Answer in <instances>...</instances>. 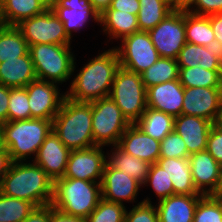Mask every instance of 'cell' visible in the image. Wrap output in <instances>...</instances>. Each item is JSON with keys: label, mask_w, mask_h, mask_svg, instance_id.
<instances>
[{"label": "cell", "mask_w": 222, "mask_h": 222, "mask_svg": "<svg viewBox=\"0 0 222 222\" xmlns=\"http://www.w3.org/2000/svg\"><path fill=\"white\" fill-rule=\"evenodd\" d=\"M120 67L114 47L90 59L75 75L66 97L78 102H92L110 94L115 74Z\"/></svg>", "instance_id": "obj_1"}, {"label": "cell", "mask_w": 222, "mask_h": 222, "mask_svg": "<svg viewBox=\"0 0 222 222\" xmlns=\"http://www.w3.org/2000/svg\"><path fill=\"white\" fill-rule=\"evenodd\" d=\"M54 181L34 162H12L0 182L6 196L30 201L36 207L49 205L53 198Z\"/></svg>", "instance_id": "obj_2"}, {"label": "cell", "mask_w": 222, "mask_h": 222, "mask_svg": "<svg viewBox=\"0 0 222 222\" xmlns=\"http://www.w3.org/2000/svg\"><path fill=\"white\" fill-rule=\"evenodd\" d=\"M52 130L70 151L96 146L92 133L91 102H78L65 96L52 121Z\"/></svg>", "instance_id": "obj_3"}, {"label": "cell", "mask_w": 222, "mask_h": 222, "mask_svg": "<svg viewBox=\"0 0 222 222\" xmlns=\"http://www.w3.org/2000/svg\"><path fill=\"white\" fill-rule=\"evenodd\" d=\"M52 131V121L32 118L8 121L0 125L1 146L7 149L12 162L34 158L45 138Z\"/></svg>", "instance_id": "obj_4"}, {"label": "cell", "mask_w": 222, "mask_h": 222, "mask_svg": "<svg viewBox=\"0 0 222 222\" xmlns=\"http://www.w3.org/2000/svg\"><path fill=\"white\" fill-rule=\"evenodd\" d=\"M101 198V183L63 177L54 181L51 205L65 214L87 218Z\"/></svg>", "instance_id": "obj_5"}, {"label": "cell", "mask_w": 222, "mask_h": 222, "mask_svg": "<svg viewBox=\"0 0 222 222\" xmlns=\"http://www.w3.org/2000/svg\"><path fill=\"white\" fill-rule=\"evenodd\" d=\"M70 46L57 44L29 46L37 79L59 85L74 76L76 58Z\"/></svg>", "instance_id": "obj_6"}, {"label": "cell", "mask_w": 222, "mask_h": 222, "mask_svg": "<svg viewBox=\"0 0 222 222\" xmlns=\"http://www.w3.org/2000/svg\"><path fill=\"white\" fill-rule=\"evenodd\" d=\"M109 96L127 120L134 124L147 108L146 88L141 74L119 67Z\"/></svg>", "instance_id": "obj_7"}, {"label": "cell", "mask_w": 222, "mask_h": 222, "mask_svg": "<svg viewBox=\"0 0 222 222\" xmlns=\"http://www.w3.org/2000/svg\"><path fill=\"white\" fill-rule=\"evenodd\" d=\"M92 133L96 146H115L125 130L131 125L110 97L91 102Z\"/></svg>", "instance_id": "obj_8"}, {"label": "cell", "mask_w": 222, "mask_h": 222, "mask_svg": "<svg viewBox=\"0 0 222 222\" xmlns=\"http://www.w3.org/2000/svg\"><path fill=\"white\" fill-rule=\"evenodd\" d=\"M120 46L114 47L120 66L141 74L152 66L159 58L149 32L138 31L120 40Z\"/></svg>", "instance_id": "obj_9"}, {"label": "cell", "mask_w": 222, "mask_h": 222, "mask_svg": "<svg viewBox=\"0 0 222 222\" xmlns=\"http://www.w3.org/2000/svg\"><path fill=\"white\" fill-rule=\"evenodd\" d=\"M17 27L29 46L36 44L71 45L63 23L51 9L23 20Z\"/></svg>", "instance_id": "obj_10"}, {"label": "cell", "mask_w": 222, "mask_h": 222, "mask_svg": "<svg viewBox=\"0 0 222 222\" xmlns=\"http://www.w3.org/2000/svg\"><path fill=\"white\" fill-rule=\"evenodd\" d=\"M149 34L160 57L176 59L186 44L185 10H173Z\"/></svg>", "instance_id": "obj_11"}, {"label": "cell", "mask_w": 222, "mask_h": 222, "mask_svg": "<svg viewBox=\"0 0 222 222\" xmlns=\"http://www.w3.org/2000/svg\"><path fill=\"white\" fill-rule=\"evenodd\" d=\"M182 114L215 124L222 115V87H184Z\"/></svg>", "instance_id": "obj_12"}, {"label": "cell", "mask_w": 222, "mask_h": 222, "mask_svg": "<svg viewBox=\"0 0 222 222\" xmlns=\"http://www.w3.org/2000/svg\"><path fill=\"white\" fill-rule=\"evenodd\" d=\"M57 85L53 82L35 79L25 87L29 98L31 119L53 121L66 96L65 93L60 94Z\"/></svg>", "instance_id": "obj_13"}, {"label": "cell", "mask_w": 222, "mask_h": 222, "mask_svg": "<svg viewBox=\"0 0 222 222\" xmlns=\"http://www.w3.org/2000/svg\"><path fill=\"white\" fill-rule=\"evenodd\" d=\"M107 162L103 146L70 151L64 177L101 183Z\"/></svg>", "instance_id": "obj_14"}, {"label": "cell", "mask_w": 222, "mask_h": 222, "mask_svg": "<svg viewBox=\"0 0 222 222\" xmlns=\"http://www.w3.org/2000/svg\"><path fill=\"white\" fill-rule=\"evenodd\" d=\"M141 184L127 175L112 167L108 162L103 169L101 181V197L104 200L125 204V202H135Z\"/></svg>", "instance_id": "obj_15"}, {"label": "cell", "mask_w": 222, "mask_h": 222, "mask_svg": "<svg viewBox=\"0 0 222 222\" xmlns=\"http://www.w3.org/2000/svg\"><path fill=\"white\" fill-rule=\"evenodd\" d=\"M51 10L63 23L65 32L72 38V32H78L93 18L100 23V15L89 0H56Z\"/></svg>", "instance_id": "obj_16"}, {"label": "cell", "mask_w": 222, "mask_h": 222, "mask_svg": "<svg viewBox=\"0 0 222 222\" xmlns=\"http://www.w3.org/2000/svg\"><path fill=\"white\" fill-rule=\"evenodd\" d=\"M69 154L70 150L52 130L32 162L39 165L53 181H56L64 177Z\"/></svg>", "instance_id": "obj_17"}, {"label": "cell", "mask_w": 222, "mask_h": 222, "mask_svg": "<svg viewBox=\"0 0 222 222\" xmlns=\"http://www.w3.org/2000/svg\"><path fill=\"white\" fill-rule=\"evenodd\" d=\"M147 107L174 118L182 114L184 87L178 79L146 88Z\"/></svg>", "instance_id": "obj_18"}, {"label": "cell", "mask_w": 222, "mask_h": 222, "mask_svg": "<svg viewBox=\"0 0 222 222\" xmlns=\"http://www.w3.org/2000/svg\"><path fill=\"white\" fill-rule=\"evenodd\" d=\"M117 146L125 153L149 164L157 163L160 157V141L145 134L135 124L125 130Z\"/></svg>", "instance_id": "obj_19"}, {"label": "cell", "mask_w": 222, "mask_h": 222, "mask_svg": "<svg viewBox=\"0 0 222 222\" xmlns=\"http://www.w3.org/2000/svg\"><path fill=\"white\" fill-rule=\"evenodd\" d=\"M188 160L195 188L203 195H211L217 187L221 165L207 150L190 154Z\"/></svg>", "instance_id": "obj_20"}, {"label": "cell", "mask_w": 222, "mask_h": 222, "mask_svg": "<svg viewBox=\"0 0 222 222\" xmlns=\"http://www.w3.org/2000/svg\"><path fill=\"white\" fill-rule=\"evenodd\" d=\"M213 122L193 115L181 114L174 118V130L181 136L189 154L204 151Z\"/></svg>", "instance_id": "obj_21"}, {"label": "cell", "mask_w": 222, "mask_h": 222, "mask_svg": "<svg viewBox=\"0 0 222 222\" xmlns=\"http://www.w3.org/2000/svg\"><path fill=\"white\" fill-rule=\"evenodd\" d=\"M202 196L175 194L158 200L155 206L159 222H193L197 204Z\"/></svg>", "instance_id": "obj_22"}, {"label": "cell", "mask_w": 222, "mask_h": 222, "mask_svg": "<svg viewBox=\"0 0 222 222\" xmlns=\"http://www.w3.org/2000/svg\"><path fill=\"white\" fill-rule=\"evenodd\" d=\"M36 77L30 53L0 63V84L9 88L26 87Z\"/></svg>", "instance_id": "obj_23"}, {"label": "cell", "mask_w": 222, "mask_h": 222, "mask_svg": "<svg viewBox=\"0 0 222 222\" xmlns=\"http://www.w3.org/2000/svg\"><path fill=\"white\" fill-rule=\"evenodd\" d=\"M161 166L174 187V194L203 195L195 188L188 158H159Z\"/></svg>", "instance_id": "obj_24"}, {"label": "cell", "mask_w": 222, "mask_h": 222, "mask_svg": "<svg viewBox=\"0 0 222 222\" xmlns=\"http://www.w3.org/2000/svg\"><path fill=\"white\" fill-rule=\"evenodd\" d=\"M103 32L112 39H122L139 31L137 15L119 10H105L100 15Z\"/></svg>", "instance_id": "obj_25"}, {"label": "cell", "mask_w": 222, "mask_h": 222, "mask_svg": "<svg viewBox=\"0 0 222 222\" xmlns=\"http://www.w3.org/2000/svg\"><path fill=\"white\" fill-rule=\"evenodd\" d=\"M176 61L178 67L200 66L208 70H222L221 61L215 57L214 52L206 49L205 46L186 42L180 50Z\"/></svg>", "instance_id": "obj_26"}, {"label": "cell", "mask_w": 222, "mask_h": 222, "mask_svg": "<svg viewBox=\"0 0 222 222\" xmlns=\"http://www.w3.org/2000/svg\"><path fill=\"white\" fill-rule=\"evenodd\" d=\"M110 152L107 156V162L112 167L123 173L126 172L127 175L131 176L141 185H144L151 164L136 156L134 157L133 155L125 153L117 145H115Z\"/></svg>", "instance_id": "obj_27"}, {"label": "cell", "mask_w": 222, "mask_h": 222, "mask_svg": "<svg viewBox=\"0 0 222 222\" xmlns=\"http://www.w3.org/2000/svg\"><path fill=\"white\" fill-rule=\"evenodd\" d=\"M134 124L148 136L162 141L174 130V117L162 111L147 107Z\"/></svg>", "instance_id": "obj_28"}, {"label": "cell", "mask_w": 222, "mask_h": 222, "mask_svg": "<svg viewBox=\"0 0 222 222\" xmlns=\"http://www.w3.org/2000/svg\"><path fill=\"white\" fill-rule=\"evenodd\" d=\"M1 3L4 23L9 26H17L47 9L39 0H1Z\"/></svg>", "instance_id": "obj_29"}, {"label": "cell", "mask_w": 222, "mask_h": 222, "mask_svg": "<svg viewBox=\"0 0 222 222\" xmlns=\"http://www.w3.org/2000/svg\"><path fill=\"white\" fill-rule=\"evenodd\" d=\"M29 52V45L17 26L0 27V63L16 59Z\"/></svg>", "instance_id": "obj_30"}, {"label": "cell", "mask_w": 222, "mask_h": 222, "mask_svg": "<svg viewBox=\"0 0 222 222\" xmlns=\"http://www.w3.org/2000/svg\"><path fill=\"white\" fill-rule=\"evenodd\" d=\"M178 80L183 87H222V70L179 67Z\"/></svg>", "instance_id": "obj_31"}, {"label": "cell", "mask_w": 222, "mask_h": 222, "mask_svg": "<svg viewBox=\"0 0 222 222\" xmlns=\"http://www.w3.org/2000/svg\"><path fill=\"white\" fill-rule=\"evenodd\" d=\"M186 42L206 46L215 40L210 16H201L185 10Z\"/></svg>", "instance_id": "obj_32"}, {"label": "cell", "mask_w": 222, "mask_h": 222, "mask_svg": "<svg viewBox=\"0 0 222 222\" xmlns=\"http://www.w3.org/2000/svg\"><path fill=\"white\" fill-rule=\"evenodd\" d=\"M137 14L139 31L149 32L155 28L173 9L162 0H139Z\"/></svg>", "instance_id": "obj_33"}, {"label": "cell", "mask_w": 222, "mask_h": 222, "mask_svg": "<svg viewBox=\"0 0 222 222\" xmlns=\"http://www.w3.org/2000/svg\"><path fill=\"white\" fill-rule=\"evenodd\" d=\"M179 67L176 59L160 57L141 73L145 88L178 79Z\"/></svg>", "instance_id": "obj_34"}, {"label": "cell", "mask_w": 222, "mask_h": 222, "mask_svg": "<svg viewBox=\"0 0 222 222\" xmlns=\"http://www.w3.org/2000/svg\"><path fill=\"white\" fill-rule=\"evenodd\" d=\"M36 206L0 192V222H23Z\"/></svg>", "instance_id": "obj_35"}, {"label": "cell", "mask_w": 222, "mask_h": 222, "mask_svg": "<svg viewBox=\"0 0 222 222\" xmlns=\"http://www.w3.org/2000/svg\"><path fill=\"white\" fill-rule=\"evenodd\" d=\"M124 205L101 198L86 220L87 222H125L126 206Z\"/></svg>", "instance_id": "obj_36"}, {"label": "cell", "mask_w": 222, "mask_h": 222, "mask_svg": "<svg viewBox=\"0 0 222 222\" xmlns=\"http://www.w3.org/2000/svg\"><path fill=\"white\" fill-rule=\"evenodd\" d=\"M149 184L151 185L156 197H159V199L157 200L175 195L174 187L171 180H169V177L165 173V170L157 163L150 165L147 179L142 187L150 186Z\"/></svg>", "instance_id": "obj_37"}, {"label": "cell", "mask_w": 222, "mask_h": 222, "mask_svg": "<svg viewBox=\"0 0 222 222\" xmlns=\"http://www.w3.org/2000/svg\"><path fill=\"white\" fill-rule=\"evenodd\" d=\"M193 222H222V199L203 195L197 204Z\"/></svg>", "instance_id": "obj_38"}, {"label": "cell", "mask_w": 222, "mask_h": 222, "mask_svg": "<svg viewBox=\"0 0 222 222\" xmlns=\"http://www.w3.org/2000/svg\"><path fill=\"white\" fill-rule=\"evenodd\" d=\"M29 98L25 87L10 88L8 121L31 119Z\"/></svg>", "instance_id": "obj_39"}, {"label": "cell", "mask_w": 222, "mask_h": 222, "mask_svg": "<svg viewBox=\"0 0 222 222\" xmlns=\"http://www.w3.org/2000/svg\"><path fill=\"white\" fill-rule=\"evenodd\" d=\"M189 155L185 142L175 130L160 141L159 158H188Z\"/></svg>", "instance_id": "obj_40"}, {"label": "cell", "mask_w": 222, "mask_h": 222, "mask_svg": "<svg viewBox=\"0 0 222 222\" xmlns=\"http://www.w3.org/2000/svg\"><path fill=\"white\" fill-rule=\"evenodd\" d=\"M125 222H159L156 206L152 205L150 198H144L137 205H133L129 212L126 209Z\"/></svg>", "instance_id": "obj_41"}, {"label": "cell", "mask_w": 222, "mask_h": 222, "mask_svg": "<svg viewBox=\"0 0 222 222\" xmlns=\"http://www.w3.org/2000/svg\"><path fill=\"white\" fill-rule=\"evenodd\" d=\"M186 11L201 16L222 13V0H195Z\"/></svg>", "instance_id": "obj_42"}, {"label": "cell", "mask_w": 222, "mask_h": 222, "mask_svg": "<svg viewBox=\"0 0 222 222\" xmlns=\"http://www.w3.org/2000/svg\"><path fill=\"white\" fill-rule=\"evenodd\" d=\"M206 150L222 165V130L214 124L207 138Z\"/></svg>", "instance_id": "obj_43"}, {"label": "cell", "mask_w": 222, "mask_h": 222, "mask_svg": "<svg viewBox=\"0 0 222 222\" xmlns=\"http://www.w3.org/2000/svg\"><path fill=\"white\" fill-rule=\"evenodd\" d=\"M106 10H119L137 15L140 10L139 0H111Z\"/></svg>", "instance_id": "obj_44"}, {"label": "cell", "mask_w": 222, "mask_h": 222, "mask_svg": "<svg viewBox=\"0 0 222 222\" xmlns=\"http://www.w3.org/2000/svg\"><path fill=\"white\" fill-rule=\"evenodd\" d=\"M49 222H87L84 217L65 214L49 204Z\"/></svg>", "instance_id": "obj_45"}, {"label": "cell", "mask_w": 222, "mask_h": 222, "mask_svg": "<svg viewBox=\"0 0 222 222\" xmlns=\"http://www.w3.org/2000/svg\"><path fill=\"white\" fill-rule=\"evenodd\" d=\"M10 88L0 84V125L8 122Z\"/></svg>", "instance_id": "obj_46"}, {"label": "cell", "mask_w": 222, "mask_h": 222, "mask_svg": "<svg viewBox=\"0 0 222 222\" xmlns=\"http://www.w3.org/2000/svg\"><path fill=\"white\" fill-rule=\"evenodd\" d=\"M23 222H49V205L35 207Z\"/></svg>", "instance_id": "obj_47"}, {"label": "cell", "mask_w": 222, "mask_h": 222, "mask_svg": "<svg viewBox=\"0 0 222 222\" xmlns=\"http://www.w3.org/2000/svg\"><path fill=\"white\" fill-rule=\"evenodd\" d=\"M11 164L12 160L7 149L3 146H0V182L3 176L8 172Z\"/></svg>", "instance_id": "obj_48"}, {"label": "cell", "mask_w": 222, "mask_h": 222, "mask_svg": "<svg viewBox=\"0 0 222 222\" xmlns=\"http://www.w3.org/2000/svg\"><path fill=\"white\" fill-rule=\"evenodd\" d=\"M210 24L214 32L215 40L222 43V13L210 15Z\"/></svg>", "instance_id": "obj_49"}, {"label": "cell", "mask_w": 222, "mask_h": 222, "mask_svg": "<svg viewBox=\"0 0 222 222\" xmlns=\"http://www.w3.org/2000/svg\"><path fill=\"white\" fill-rule=\"evenodd\" d=\"M93 8L101 15L111 3V0H89Z\"/></svg>", "instance_id": "obj_50"}, {"label": "cell", "mask_w": 222, "mask_h": 222, "mask_svg": "<svg viewBox=\"0 0 222 222\" xmlns=\"http://www.w3.org/2000/svg\"><path fill=\"white\" fill-rule=\"evenodd\" d=\"M205 48L214 52L215 57L222 63V43L217 40H213L209 45H206Z\"/></svg>", "instance_id": "obj_51"}, {"label": "cell", "mask_w": 222, "mask_h": 222, "mask_svg": "<svg viewBox=\"0 0 222 222\" xmlns=\"http://www.w3.org/2000/svg\"><path fill=\"white\" fill-rule=\"evenodd\" d=\"M211 196L222 199V165L220 166L219 173V181L215 191L211 194Z\"/></svg>", "instance_id": "obj_52"}, {"label": "cell", "mask_w": 222, "mask_h": 222, "mask_svg": "<svg viewBox=\"0 0 222 222\" xmlns=\"http://www.w3.org/2000/svg\"><path fill=\"white\" fill-rule=\"evenodd\" d=\"M195 0H178V9L186 10Z\"/></svg>", "instance_id": "obj_53"}, {"label": "cell", "mask_w": 222, "mask_h": 222, "mask_svg": "<svg viewBox=\"0 0 222 222\" xmlns=\"http://www.w3.org/2000/svg\"><path fill=\"white\" fill-rule=\"evenodd\" d=\"M167 3L173 10H178V0H162Z\"/></svg>", "instance_id": "obj_54"}, {"label": "cell", "mask_w": 222, "mask_h": 222, "mask_svg": "<svg viewBox=\"0 0 222 222\" xmlns=\"http://www.w3.org/2000/svg\"><path fill=\"white\" fill-rule=\"evenodd\" d=\"M47 9H51L56 0H39Z\"/></svg>", "instance_id": "obj_55"}, {"label": "cell", "mask_w": 222, "mask_h": 222, "mask_svg": "<svg viewBox=\"0 0 222 222\" xmlns=\"http://www.w3.org/2000/svg\"><path fill=\"white\" fill-rule=\"evenodd\" d=\"M4 25H5V23H4L3 16H2V3L0 0V27L4 26Z\"/></svg>", "instance_id": "obj_56"}, {"label": "cell", "mask_w": 222, "mask_h": 222, "mask_svg": "<svg viewBox=\"0 0 222 222\" xmlns=\"http://www.w3.org/2000/svg\"><path fill=\"white\" fill-rule=\"evenodd\" d=\"M215 124L222 130V115L216 120Z\"/></svg>", "instance_id": "obj_57"}]
</instances>
